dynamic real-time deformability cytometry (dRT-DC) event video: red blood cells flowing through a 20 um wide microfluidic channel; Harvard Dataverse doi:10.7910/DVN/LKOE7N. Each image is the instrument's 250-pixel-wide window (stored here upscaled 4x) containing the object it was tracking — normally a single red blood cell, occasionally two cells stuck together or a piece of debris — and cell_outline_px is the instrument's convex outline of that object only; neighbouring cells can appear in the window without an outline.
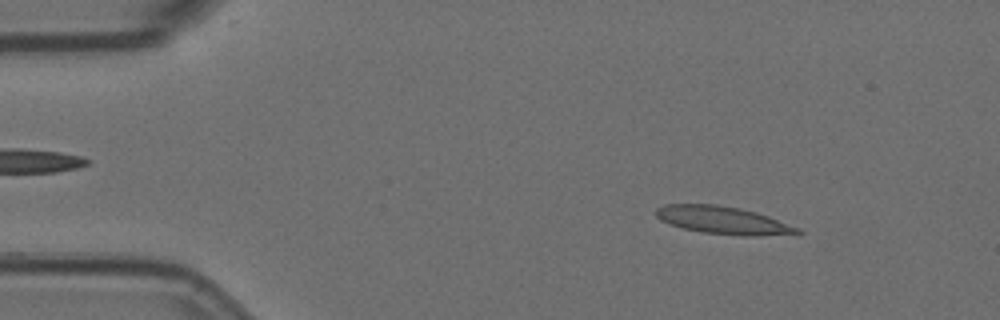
{"species": "Egyptian fruit bat (a non-hibernating species)", "species_latin": "Rousettus aegyptiacus", "temperature_condition": "room temperature", "stored_images_in_passage": 51, "camera_frame_rate_fps": 3000, "um_per_image_px": 0.085, "animal": {"sex": "female"}, "frame": {"image": 1, "passage_image": 2, "time_ms": 0.333, "image_size_px": [1000, 320], "cell_outline_px": [[804, 232], [800, 236], [740, 236], [700, 232], [668, 224], [660, 220], [656, 216], [656, 208], [664, 204], [716, 204], [740, 208], [756, 212], [768, 216], [800, 228]], "centroid_in_image_um": [61.57, 18.75], "position_along_channel_um": 23.4, "area_um2": 23.47}}
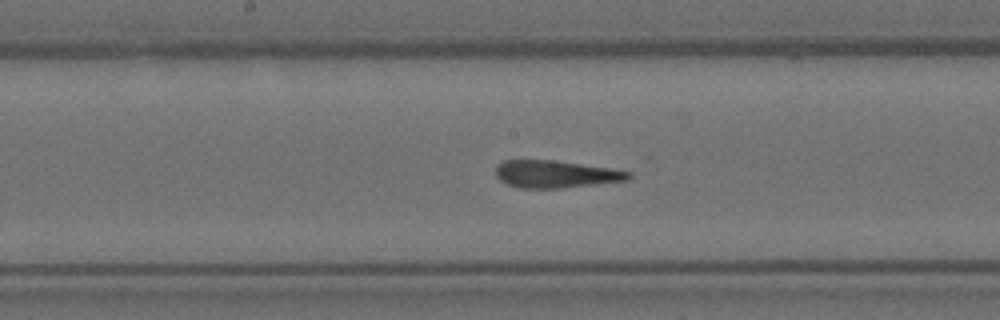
{"frame": {"image": 2, "passage_image": 23, "time_ms": 7.333, "image_size_px": [1000, 320], "cell_outline_px": [[632, 176], [628, 180], [596, 184], [560, 188], [520, 188], [508, 184], [500, 180], [496, 176], [496, 164], [504, 160], [552, 160], [612, 168], [632, 172]], "centroid_in_image_um": [47.24, 14.79], "position_along_channel_um": 201.0, "area_um2": 21.21}}
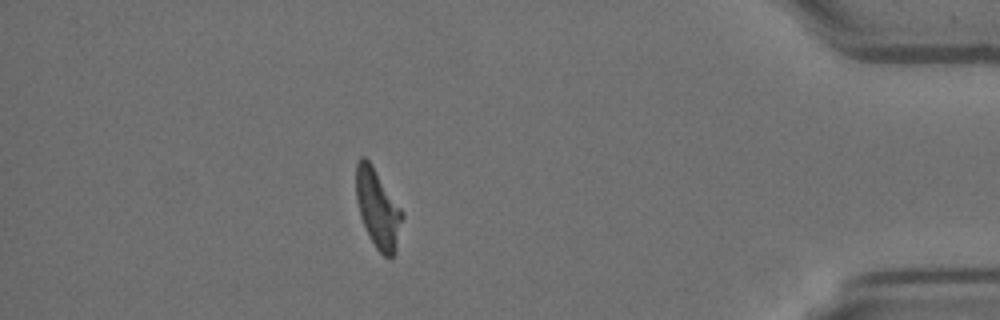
{"frame": {"image": 3, "passage_image": 44, "time_ms": 14.333, "image_size_px": [1000, 320], "cell_outline_px": [[404, 216], [396, 252], [388, 260], [376, 248], [368, 236], [360, 216], [356, 200], [356, 164], [360, 156], [364, 156], [372, 164], [400, 208]], "centroid_in_image_um": [32.11, 17.76], "position_along_channel_um": 403.1, "area_um2": 21.27}, "authors_computed_cell_mechanics": {"area_um2": 21.675, "velocity_mm_per_s": 3.5497, "shape_relaxation_time_tau1_ms": null, "shape_relaxation_time_tau2_ms": 1.5947, "deformation_change_tau1": null, "deformation_change_tau2": 0.0951}}